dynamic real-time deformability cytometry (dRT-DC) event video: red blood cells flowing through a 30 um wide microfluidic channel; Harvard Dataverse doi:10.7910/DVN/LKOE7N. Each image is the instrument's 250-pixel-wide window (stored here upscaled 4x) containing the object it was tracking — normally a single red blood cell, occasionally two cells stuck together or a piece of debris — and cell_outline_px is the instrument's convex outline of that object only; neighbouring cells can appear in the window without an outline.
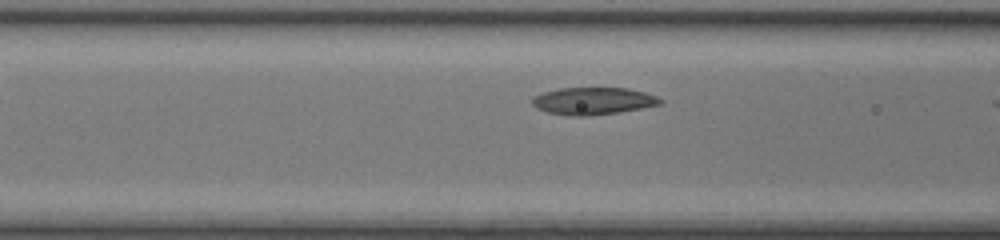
{"species": "common noctule bat (a hibernating species)", "species_latin": "Nyctalus noctula", "temperature_condition": "room temperature", "stored_images_in_passage": 7, "camera_frame_rate_fps": 3000, "um_per_image_px": 0.085, "animal": {"sex": "female", "body_mass_g": 17.0, "forearm_length_mm": 48.0}, "frame": {"image": 1, "passage_image": 6, "time_ms": 1.667, "image_size_px": [1000, 240], "cell_outline_px": [[664, 100], [660, 104], [640, 108], [616, 112], [588, 116], [576, 116], [548, 112], [536, 108], [532, 104], [532, 96], [544, 92], [560, 88], [628, 88], [644, 92], [656, 96]], "centroid_in_image_um": [50.39, 8.57], "position_along_channel_um": 116.2, "area_um2": 20.11}}